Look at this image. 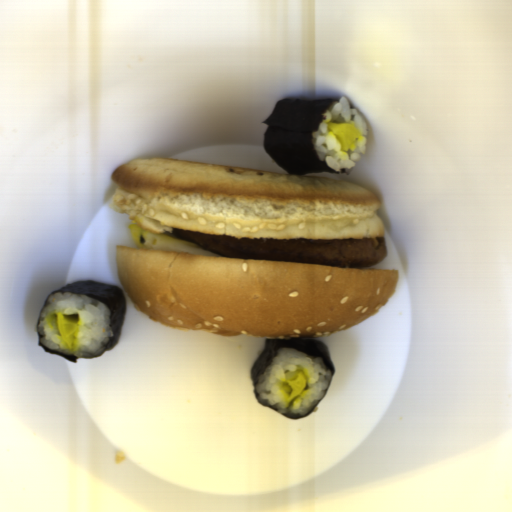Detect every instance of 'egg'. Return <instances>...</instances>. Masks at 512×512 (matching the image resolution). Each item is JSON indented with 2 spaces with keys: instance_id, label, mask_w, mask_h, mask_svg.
Here are the masks:
<instances>
[{
  "instance_id": "obj_1",
  "label": "egg",
  "mask_w": 512,
  "mask_h": 512,
  "mask_svg": "<svg viewBox=\"0 0 512 512\" xmlns=\"http://www.w3.org/2000/svg\"><path fill=\"white\" fill-rule=\"evenodd\" d=\"M131 238L138 250H161L207 257H226L206 250L172 232L154 233L132 224L128 226Z\"/></svg>"
}]
</instances>
